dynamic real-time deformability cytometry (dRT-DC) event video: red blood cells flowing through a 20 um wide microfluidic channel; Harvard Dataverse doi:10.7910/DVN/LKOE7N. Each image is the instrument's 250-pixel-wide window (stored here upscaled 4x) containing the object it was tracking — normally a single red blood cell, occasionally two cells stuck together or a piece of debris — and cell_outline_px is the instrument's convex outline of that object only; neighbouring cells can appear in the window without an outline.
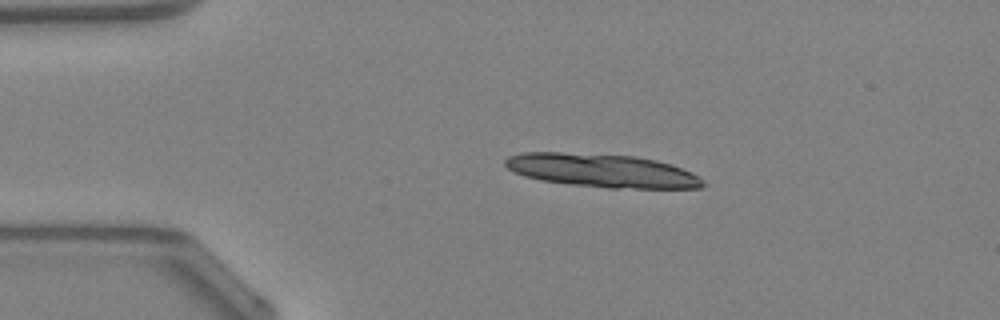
{"species": "Egyptian fruit bat (a non-hibernating species)", "species_latin": "Rousettus aegyptiacus", "temperature_condition": "warm", "stored_images_in_passage": 11, "camera_frame_rate_fps": 3000, "um_per_image_px": 0.085, "animal": {"sex": "female"}, "frame": {"image": 1, "passage_image": 1, "time_ms": 0.0, "image_size_px": [1000, 320], "cell_outline_px": [[708, 184], [704, 188], [608, 188], [572, 184], [540, 180], [524, 176], [508, 168], [504, 164], [504, 160], [508, 156], [520, 152], [560, 152], [636, 156], [656, 160], [692, 172], [700, 176]], "centroid_in_image_um": [51.2, 14.5], "position_along_channel_um": 33.8, "area_um2": 38.61}}